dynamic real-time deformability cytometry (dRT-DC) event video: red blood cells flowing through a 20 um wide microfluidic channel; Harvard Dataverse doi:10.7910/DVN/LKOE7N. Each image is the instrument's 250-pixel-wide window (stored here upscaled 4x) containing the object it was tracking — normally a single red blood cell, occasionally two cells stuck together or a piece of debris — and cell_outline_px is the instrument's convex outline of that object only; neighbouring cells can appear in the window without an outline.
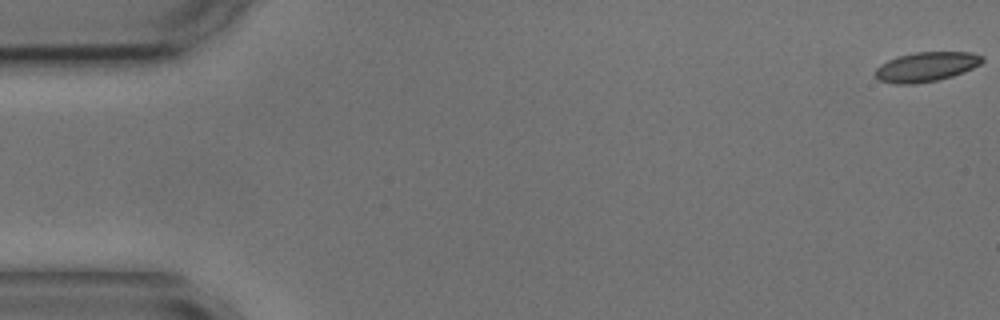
{"species": "common noctule bat (a hibernating species)", "species_latin": "Nyctalus noctula", "temperature_condition": "cold", "stored_images_in_passage": 5, "camera_frame_rate_fps": 3000, "um_per_image_px": 0.085, "animal": {"sex": "male", "body_mass_g": 17.9, "forearm_length_mm": 54.2}, "frame": {"image": 1, "passage_image": 1, "time_ms": 0.0, "image_size_px": [1000, 320], "cell_outline_px": [[984, 60], [980, 64], [964, 72], [952, 76], [936, 80], [916, 84], [896, 84], [880, 80], [876, 76], [876, 68], [880, 64], [896, 56], [916, 52], [972, 52], [984, 56]], "centroid_in_image_um": [78.74, 5.67], "position_along_channel_um": 6.3, "area_um2": 18.44}}
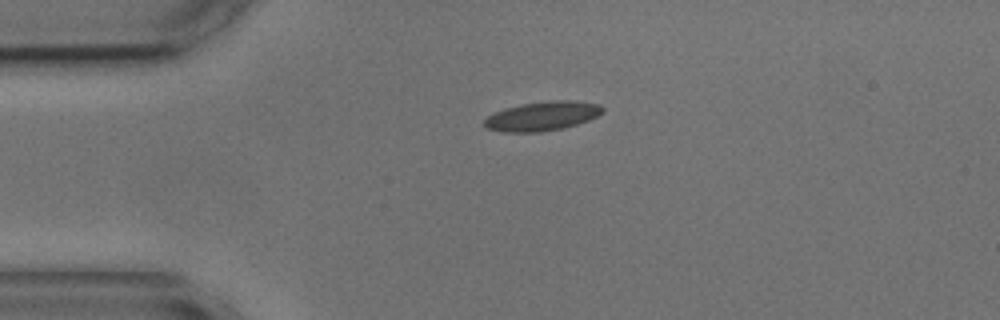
{"frame": {"image": 2, "passage_image": 3, "time_ms": 4.0, "image_size_px": [1000, 320], "cell_outline_px": [[604, 112], [588, 120], [564, 128], [540, 132], [500, 132], [484, 128], [484, 120], [488, 116], [504, 108], [524, 104], [552, 100], [572, 100], [600, 104], [604, 108]], "centroid_in_image_um": [46.09, 9.87], "position_along_channel_um": 38.9, "area_um2": 20.17}}